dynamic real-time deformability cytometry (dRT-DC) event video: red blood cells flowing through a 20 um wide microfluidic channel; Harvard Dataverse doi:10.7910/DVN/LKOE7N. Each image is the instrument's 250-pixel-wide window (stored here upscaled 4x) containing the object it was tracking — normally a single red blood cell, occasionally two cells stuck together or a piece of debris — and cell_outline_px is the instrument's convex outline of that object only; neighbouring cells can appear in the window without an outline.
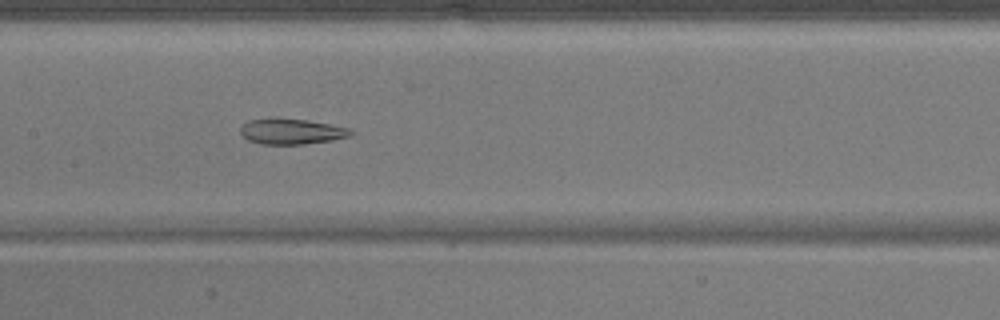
{"species": "common noctule bat (a hibernating species)", "species_latin": "Nyctalus noctula", "temperature_condition": "warm", "stored_images_in_passage": 34, "camera_frame_rate_fps": 3000, "um_per_image_px": 0.085, "animal": {"sex": "male", "body_mass_g": 17.9}, "frame": {"image": 1, "passage_image": 9, "time_ms": 2.667, "image_size_px": [1000, 320], "cell_outline_px": [[356, 132], [352, 136], [332, 140], [304, 144], [260, 144], [248, 140], [240, 132], [240, 124], [248, 120], [268, 116], [280, 116], [308, 120], [352, 128]], "centroid_in_image_um": [24.77, 11.13], "position_along_channel_um": 182.6, "area_um2": 17.28}}
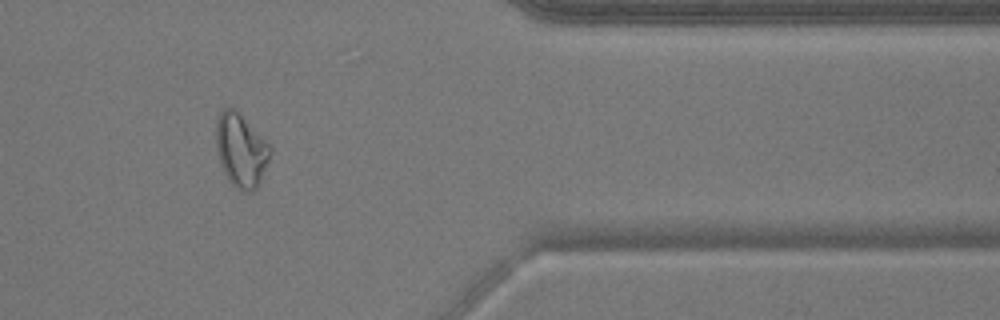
{"frame": {"image": 2, "passage_image": 26, "time_ms": 8.333, "image_size_px": [1000, 320], "cell_outline_px": [[272, 148], [268, 160], [260, 180], [256, 188], [252, 192], [248, 192], [236, 188], [228, 180], [224, 172], [216, 148], [216, 120], [220, 112], [224, 108], [232, 108]], "centroid_in_image_um": [20.45, 12.81], "position_along_channel_um": 390.9, "area_um2": 22.31}}
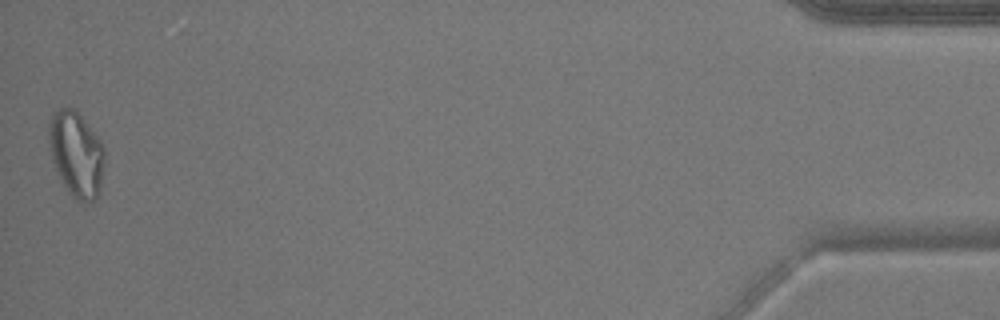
{"frame": {"image": 3, "passage_image": 34, "time_ms": 11.0, "image_size_px": [1000, 320], "cell_outline_px": [[104, 160], [100, 188], [96, 196], [84, 208], [68, 192], [60, 180], [56, 172], [52, 160], [48, 140], [48, 124], [52, 112], [60, 108], [76, 108], [104, 144]], "centroid_in_image_um": [6.47, 13.1], "position_along_channel_um": 428.7, "area_um2": 28.44}}